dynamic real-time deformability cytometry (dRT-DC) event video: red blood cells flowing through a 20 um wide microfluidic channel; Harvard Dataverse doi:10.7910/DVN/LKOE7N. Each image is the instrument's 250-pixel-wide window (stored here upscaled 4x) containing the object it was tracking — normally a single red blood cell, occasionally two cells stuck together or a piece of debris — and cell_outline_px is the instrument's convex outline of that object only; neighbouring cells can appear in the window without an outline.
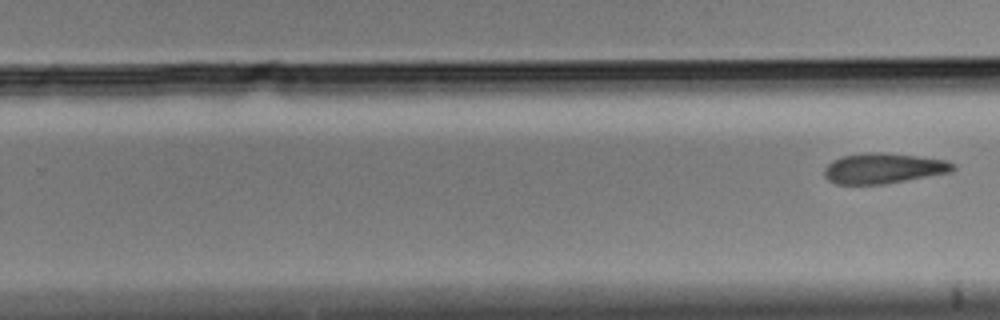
{"species": "Egyptian fruit bat (a non-hibernating species)", "species_latin": "Rousettus aegyptiacus", "temperature_condition": "cold", "stored_images_in_passage": 7, "segment_of_instrument_passage": [2, 2], "camera_frame_rate_fps": 3000, "um_per_image_px": 0.085, "animal": {"sex": "male"}, "frame": {"image": 1, "passage_image": 7, "time_ms": 2.0, "image_size_px": [1000, 320], "cell_outline_px": [[956, 168], [952, 172], [884, 184], [836, 184], [828, 180], [824, 176], [824, 168], [832, 160], [840, 156], [864, 152], [880, 152], [916, 156], [944, 160], [956, 164]], "centroid_in_image_um": [75.07, 14.3], "position_along_channel_um": 254.7, "area_um2": 22.89}}